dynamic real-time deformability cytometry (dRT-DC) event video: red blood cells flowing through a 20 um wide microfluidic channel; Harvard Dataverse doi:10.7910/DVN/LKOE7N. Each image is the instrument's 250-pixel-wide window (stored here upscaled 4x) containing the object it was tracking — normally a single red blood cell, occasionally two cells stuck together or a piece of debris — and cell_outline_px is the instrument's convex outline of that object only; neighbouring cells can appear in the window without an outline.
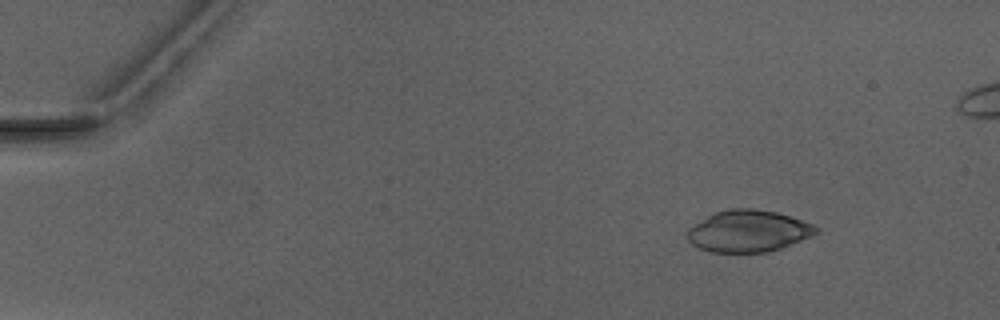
{"species": "Egyptian fruit bat (a non-hibernating species)", "species_latin": "Rousettus aegyptiacus", "temperature_condition": "warm", "stored_images_in_passage": 5, "camera_frame_rate_fps": 3000, "um_per_image_px": 0.085, "animal": {"sex": "male"}, "frame": {"image": 1, "passage_image": 2, "time_ms": 1.0, "image_size_px": [1000, 320], "cell_outline_px": [[820, 232], [780, 248], [768, 252], [712, 252], [700, 248], [692, 244], [688, 240], [688, 228], [708, 216], [716, 212], [732, 208], [752, 208], [776, 212], [812, 224], [820, 228]], "centroid_in_image_um": [63.61, 19.64], "position_along_channel_um": 21.4, "area_um2": 30.92}}